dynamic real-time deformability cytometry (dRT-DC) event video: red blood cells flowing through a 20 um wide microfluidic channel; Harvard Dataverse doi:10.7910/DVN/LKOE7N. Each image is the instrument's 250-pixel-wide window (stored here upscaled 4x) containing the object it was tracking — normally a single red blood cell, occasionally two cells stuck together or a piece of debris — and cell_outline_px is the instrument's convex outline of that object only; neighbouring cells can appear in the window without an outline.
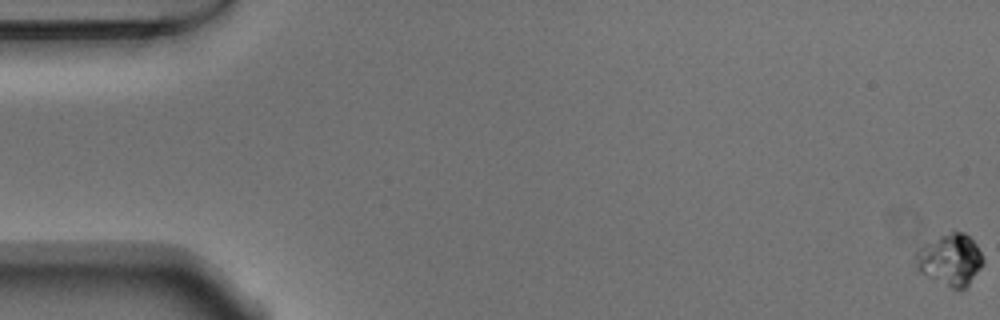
{"species": "Egyptian fruit bat (a non-hibernating species)", "species_latin": "Rousettus aegyptiacus", "temperature_condition": "warm", "stored_images_in_passage": 57, "camera_frame_rate_fps": 3000, "um_per_image_px": 0.085, "animal": {"sex": "male"}, "frame": {"image": 1, "passage_image": 1, "time_ms": 0.0, "image_size_px": [1000, 320], "cell_outline_px": [[984, 264], [968, 284], [960, 292], [920, 272], [916, 268], [916, 248], [940, 236], [952, 232], [964, 232], [976, 244], [984, 260]], "centroid_in_image_um": [80.77, 22.08], "position_along_channel_um": 4.2, "area_um2": 20.06}}
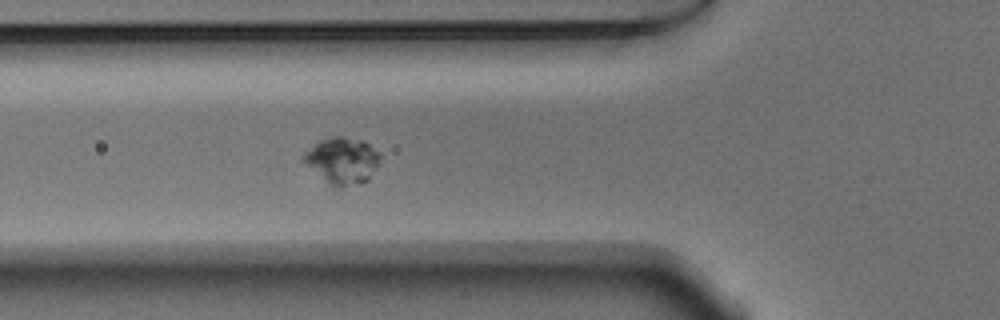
{"frame": {"image": 2, "passage_image": 22, "time_ms": 7.0, "image_size_px": [1000, 320], "cell_outline_px": [[380, 164], [368, 180], [336, 188], [328, 184], [304, 160], [304, 152], [320, 140], [336, 136], [340, 136], [360, 140], [368, 144], [380, 152]], "centroid_in_image_um": [29.14, 13.65], "position_along_channel_um": 96.7, "area_um2": 20.29}}
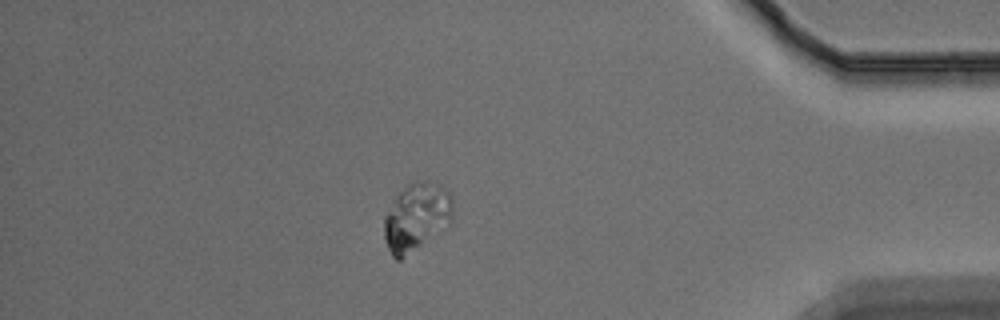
{"frame": {"image": 3, "passage_image": 50, "time_ms": 16.333, "image_size_px": [1000, 320], "cell_outline_px": [[452, 224], [400, 260], [396, 260], [392, 256], [384, 240], [384, 216], [396, 196], [404, 184], [424, 180], [428, 180], [440, 184], [452, 196]], "centroid_in_image_um": [35.41, 18.43], "position_along_channel_um": 399.8, "area_um2": 27.63}}